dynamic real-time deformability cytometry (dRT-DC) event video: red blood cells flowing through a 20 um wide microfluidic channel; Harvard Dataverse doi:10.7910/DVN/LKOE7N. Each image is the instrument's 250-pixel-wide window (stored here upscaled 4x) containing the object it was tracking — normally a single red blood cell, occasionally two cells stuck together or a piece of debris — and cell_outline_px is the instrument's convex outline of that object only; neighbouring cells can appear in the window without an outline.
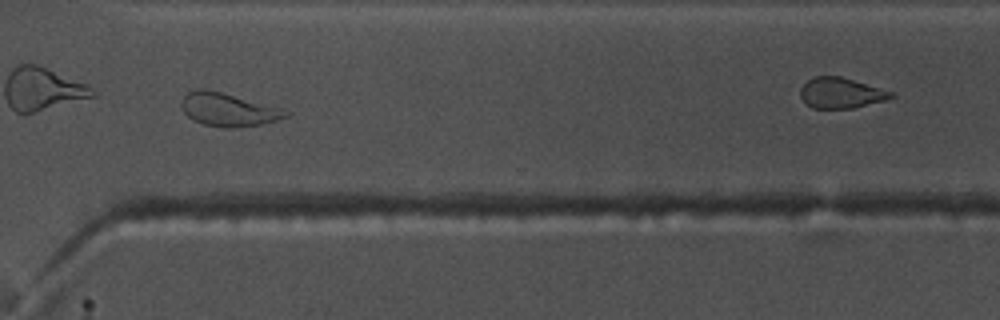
{"species": "common noctule bat (a hibernating species)", "species_latin": "Nyctalus noctula", "temperature_condition": "warm", "stored_images_in_passage": 47, "camera_frame_rate_fps": 3000, "um_per_image_px": 0.085, "animal": {"sex": "male", "body_mass_g": 17.5, "forearm_length_mm": 52.3}, "frame": {"image": 1, "passage_image": 40, "time_ms": 13.0, "image_size_px": [1000, 320], "cell_outline_px": [[292, 112], [288, 116], [276, 120], [260, 124], [236, 128], [224, 128], [204, 124], [192, 120], [184, 112], [180, 104], [184, 96], [188, 92], [200, 88], [204, 88], [220, 92], [280, 108]], "centroid_in_image_um": [19.37, 9.33], "position_along_channel_um": 351.2, "area_um2": 19.94}, "authors_computed_cell_mechanics": {"area_um2": 19.7098, "velocity_mm_per_s": 3.7585, "shape_relaxation_time_tau1_ms": 4.8041, "shape_relaxation_time_tau2_ms": 2.0037, "deformation_change_tau1": 0.1638, "deformation_change_tau2": 0.0915}}